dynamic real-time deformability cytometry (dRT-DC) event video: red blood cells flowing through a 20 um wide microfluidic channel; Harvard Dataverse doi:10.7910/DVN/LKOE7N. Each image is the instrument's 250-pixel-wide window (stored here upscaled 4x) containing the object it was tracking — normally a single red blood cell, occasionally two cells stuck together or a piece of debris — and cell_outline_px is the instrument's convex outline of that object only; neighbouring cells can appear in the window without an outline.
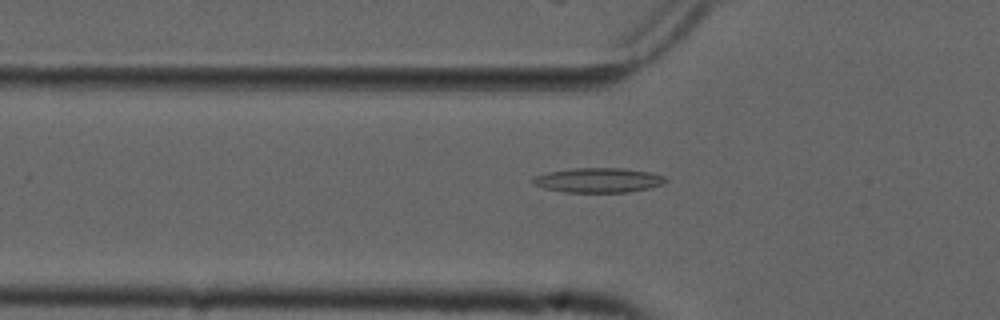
{"species": "common noctule bat (a hibernating species)", "species_latin": "Nyctalus noctula", "temperature_condition": "cold", "stored_images_in_passage": 49, "camera_frame_rate_fps": 3000, "um_per_image_px": 0.085, "animal": {"sex": "male", "forearm_length_mm": 52.5}, "frame": {"image": 1, "passage_image": 18, "time_ms": 5.667, "image_size_px": [1000, 320], "cell_outline_px": [[668, 180], [664, 184], [648, 188], [628, 192], [564, 192], [544, 188], [532, 184], [528, 180], [536, 176], [548, 172], [572, 168], [624, 168], [652, 172], [664, 176]], "centroid_in_image_um": [50.85, 15.31], "position_along_channel_um": 74.9, "area_um2": 19.25}}
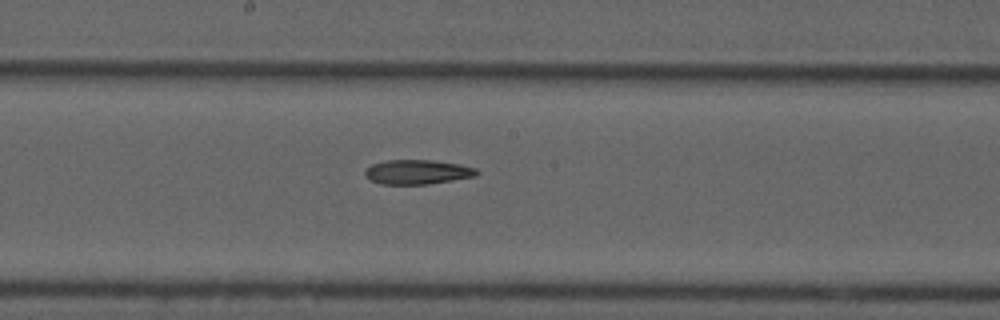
{"frame": {"image": 2, "passage_image": 29, "time_ms": 9.333, "image_size_px": [1000, 320], "cell_outline_px": [[480, 172], [476, 176], [428, 184], [380, 184], [372, 180], [364, 172], [372, 164], [388, 160], [432, 160], [460, 164], [476, 168]], "centroid_in_image_um": [35.53, 14.61], "position_along_channel_um": 212.7, "area_um2": 15.78}}
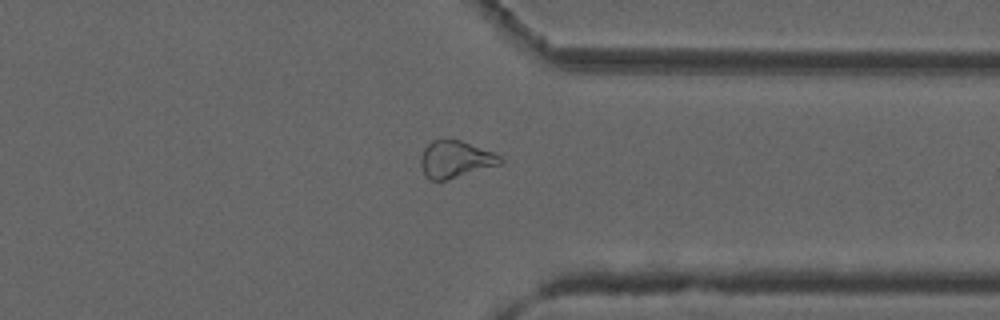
{"frame": {"image": 3, "passage_image": 42, "time_ms": 13.667, "image_size_px": [1000, 320], "cell_outline_px": [[504, 160], [500, 164], [448, 180], [428, 180], [424, 176], [420, 164], [420, 156], [424, 148], [432, 140], [460, 140], [492, 152], [500, 156]], "centroid_in_image_um": [38.66, 13.56], "position_along_channel_um": 372.7, "area_um2": 17.11}}